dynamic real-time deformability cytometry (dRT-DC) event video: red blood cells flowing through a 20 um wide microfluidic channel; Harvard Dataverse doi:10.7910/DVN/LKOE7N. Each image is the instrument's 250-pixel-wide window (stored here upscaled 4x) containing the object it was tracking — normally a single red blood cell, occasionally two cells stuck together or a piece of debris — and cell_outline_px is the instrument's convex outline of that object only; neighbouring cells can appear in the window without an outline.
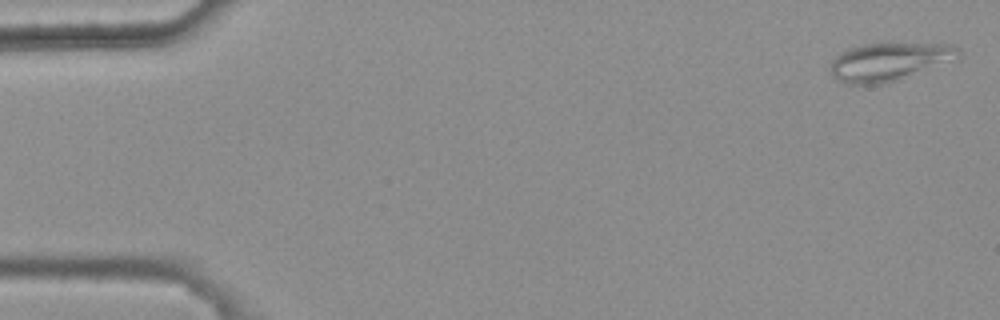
{"species": "common noctule bat (a hibernating species)", "species_latin": "Nyctalus noctula", "temperature_condition": "warm", "stored_images_in_passage": 5, "camera_frame_rate_fps": 3000, "um_per_image_px": 0.085, "animal": {"sex": "female", "body_mass_g": 25.1}, "frame": {"image": 1, "passage_image": 1, "time_ms": 0.0, "image_size_px": [1000, 320], "cell_outline_px": [[960, 52], [900, 80], [880, 84], [848, 84], [836, 80], [832, 76], [832, 60], [840, 52], [848, 48], [880, 40], [892, 40], [952, 44], [960, 48]], "centroid_in_image_um": [75.46, 5.17], "position_along_channel_um": 9.5, "area_um2": 28.61}}